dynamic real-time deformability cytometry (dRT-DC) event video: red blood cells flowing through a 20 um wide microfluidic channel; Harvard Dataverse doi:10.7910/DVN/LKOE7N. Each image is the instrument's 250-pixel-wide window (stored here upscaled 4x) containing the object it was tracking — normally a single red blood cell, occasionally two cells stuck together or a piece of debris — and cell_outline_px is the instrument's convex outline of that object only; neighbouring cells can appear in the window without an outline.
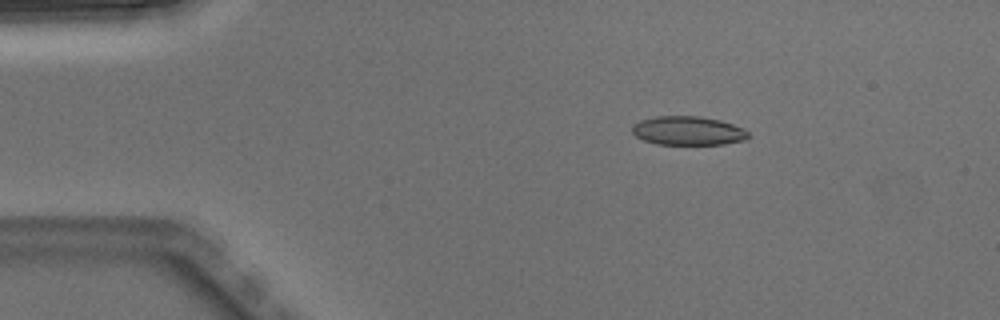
{"species": "Egyptian fruit bat (a non-hibernating species)", "species_latin": "Rousettus aegyptiacus", "temperature_condition": "warm", "stored_images_in_passage": 7, "camera_frame_rate_fps": 3000, "um_per_image_px": 0.085, "animal": {"sex": "male"}, "frame": {"image": 1, "passage_image": 3, "time_ms": 0.667, "image_size_px": [1000, 320], "cell_outline_px": [[748, 140], [724, 144], [656, 144], [644, 140], [636, 136], [632, 132], [632, 128], [640, 120], [656, 116], [700, 116], [720, 120], [744, 128], [748, 132]], "centroid_in_image_um": [58.51, 11.11], "position_along_channel_um": 26.5, "area_um2": 19.54}}
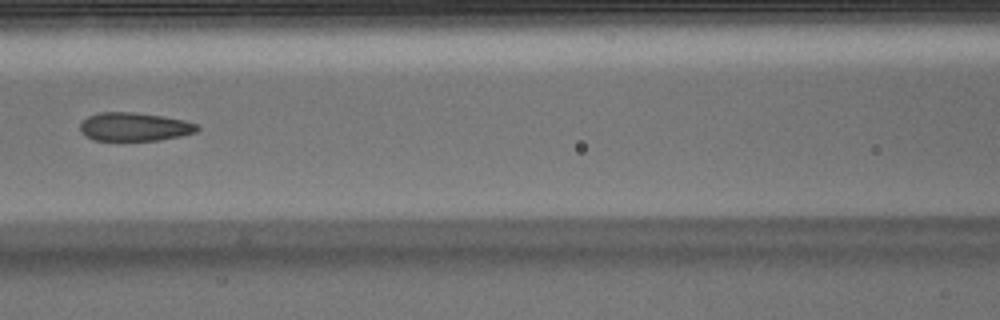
{"frame": {"image": 2, "passage_image": 7, "time_ms": 2.0, "image_size_px": [1000, 320], "cell_outline_px": [[200, 128], [196, 132], [180, 136], [160, 140], [96, 140], [80, 132], [80, 124], [88, 116], [100, 112], [132, 112], [164, 116], [184, 120], [200, 124]], "centroid_in_image_um": [11.47, 10.77], "position_along_channel_um": 155.1, "area_um2": 19.42}}